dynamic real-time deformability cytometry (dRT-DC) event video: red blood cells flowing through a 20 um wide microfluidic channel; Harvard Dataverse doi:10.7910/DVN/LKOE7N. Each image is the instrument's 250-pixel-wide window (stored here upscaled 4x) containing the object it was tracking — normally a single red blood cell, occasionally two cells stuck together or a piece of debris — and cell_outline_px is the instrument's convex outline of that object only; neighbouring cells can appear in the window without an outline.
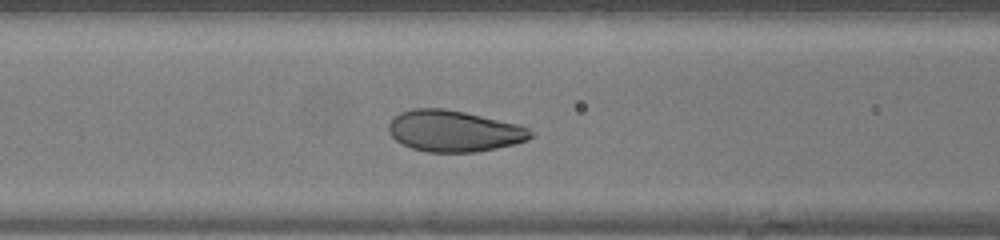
{"species": "human", "species_latin": "Homo sapiens", "temperature_condition": "warm", "stored_images_in_passage": 34, "camera_frame_rate_fps": 3000, "um_per_image_px": 0.085, "donor": {"sex": "female"}, "frame": {"image": 1, "passage_image": 13, "time_ms": 4.0, "image_size_px": [1000, 240], "cell_outline_px": [[532, 136], [528, 140], [496, 148], [476, 152], [428, 152], [412, 148], [396, 140], [388, 132], [388, 124], [400, 112], [412, 108], [444, 108], [464, 112], [520, 124], [528, 128], [532, 132]], "centroid_in_image_um": [38.59, 11.13], "position_along_channel_um": 128.0, "area_um2": 34.1}}
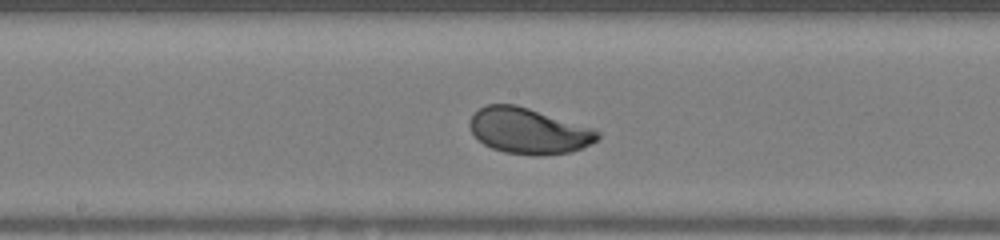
{"frame": {"image": 2, "passage_image": 18, "time_ms": 5.667, "image_size_px": [1000, 240], "cell_outline_px": [[600, 136], [596, 140], [580, 148], [568, 152], [540, 156], [536, 156], [504, 152], [492, 148], [484, 144], [472, 132], [468, 124], [468, 120], [480, 108], [488, 104], [516, 104], [592, 128], [600, 132]], "centroid_in_image_um": [44.9, 11.12], "position_along_channel_um": 203.3, "area_um2": 33.76}}
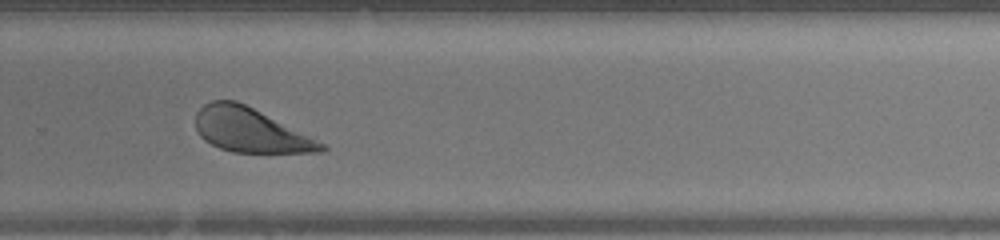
{"frame": {"image": 3, "passage_image": 25, "time_ms": 8.0, "image_size_px": [1000, 240], "cell_outline_px": [[328, 148], [324, 152], [232, 152], [220, 148], [204, 140], [200, 136], [196, 128], [196, 112], [204, 104], [212, 100], [236, 100], [324, 144]], "centroid_in_image_um": [21.21, 11.07], "position_along_channel_um": 308.6, "area_um2": 31.56}}